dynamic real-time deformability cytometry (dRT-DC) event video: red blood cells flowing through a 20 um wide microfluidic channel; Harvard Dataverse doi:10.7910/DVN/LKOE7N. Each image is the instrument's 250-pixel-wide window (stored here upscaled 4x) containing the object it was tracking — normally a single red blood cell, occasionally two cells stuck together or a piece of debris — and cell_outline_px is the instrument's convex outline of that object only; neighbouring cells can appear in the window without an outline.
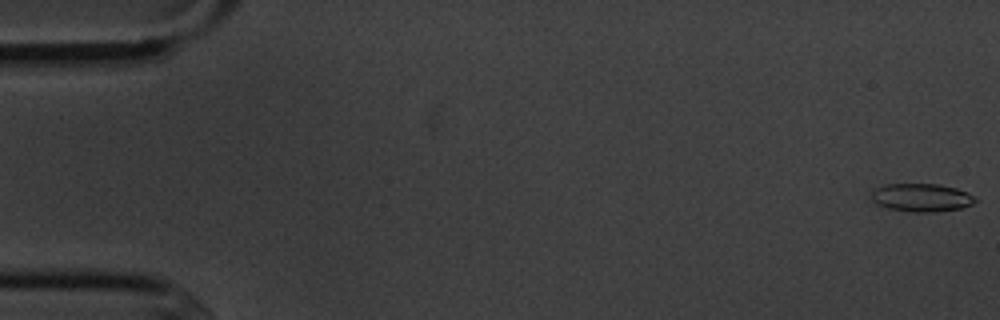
{"species": "common noctule bat (a hibernating species)", "species_latin": "Nyctalus noctula", "temperature_condition": "cold", "stored_images_in_passage": 5, "segment_of_instrument_passage": [2, 2], "camera_frame_rate_fps": 3000, "um_per_image_px": 0.085, "animal": {"sex": "male", "body_mass_g": 20.1, "forearm_length_mm": 53.5}, "frame": {"image": 1, "passage_image": 5, "time_ms": 4.667, "image_size_px": [1000, 320], "cell_outline_px": [[980, 200], [972, 204], [960, 208], [936, 212], [912, 212], [888, 208], [876, 204], [872, 200], [872, 188], [884, 184], [940, 184], [956, 188], [968, 192]], "centroid_in_image_um": [78.33, 16.79], "position_along_channel_um": 6.7, "area_um2": 17.28}}